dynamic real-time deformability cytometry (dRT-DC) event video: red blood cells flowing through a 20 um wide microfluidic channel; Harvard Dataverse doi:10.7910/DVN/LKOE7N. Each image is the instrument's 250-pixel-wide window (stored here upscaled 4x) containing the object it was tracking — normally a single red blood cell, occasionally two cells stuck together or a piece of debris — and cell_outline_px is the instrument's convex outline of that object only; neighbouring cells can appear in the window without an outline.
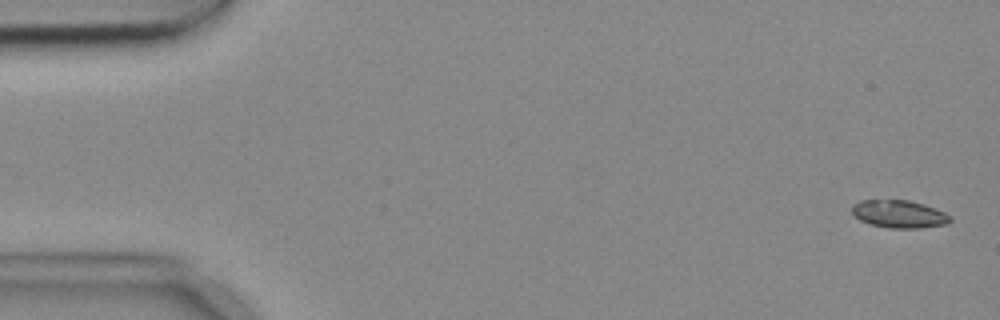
{"species": "common noctule bat (a hibernating species)", "species_latin": "Nyctalus noctula", "temperature_condition": "cold", "stored_images_in_passage": 5, "camera_frame_rate_fps": 3000, "um_per_image_px": 0.085, "animal": {"sex": "female", "body_mass_g": 18.4}, "frame": {"image": 1, "passage_image": 1, "time_ms": 0.0, "image_size_px": [1000, 320], "cell_outline_px": [[952, 220], [948, 224], [920, 228], [888, 228], [872, 224], [860, 220], [852, 212], [852, 204], [860, 200], [908, 200], [924, 204], [944, 212], [952, 216]], "centroid_in_image_um": [76.45, 18.19], "position_along_channel_um": 8.5, "area_um2": 15.9}}
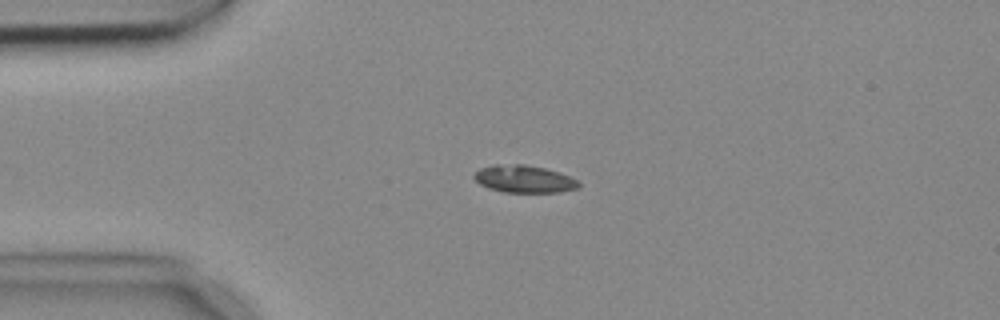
{"frame": {"image": 2, "passage_image": 4, "time_ms": 1.0, "image_size_px": [1000, 320], "cell_outline_px": [[580, 188], [560, 192], [504, 192], [488, 188], [480, 184], [472, 176], [480, 168], [492, 164], [524, 164], [544, 168], [560, 172], [576, 180], [580, 184]], "centroid_in_image_um": [44.54, 15.21], "position_along_channel_um": 40.5, "area_um2": 16.76}}